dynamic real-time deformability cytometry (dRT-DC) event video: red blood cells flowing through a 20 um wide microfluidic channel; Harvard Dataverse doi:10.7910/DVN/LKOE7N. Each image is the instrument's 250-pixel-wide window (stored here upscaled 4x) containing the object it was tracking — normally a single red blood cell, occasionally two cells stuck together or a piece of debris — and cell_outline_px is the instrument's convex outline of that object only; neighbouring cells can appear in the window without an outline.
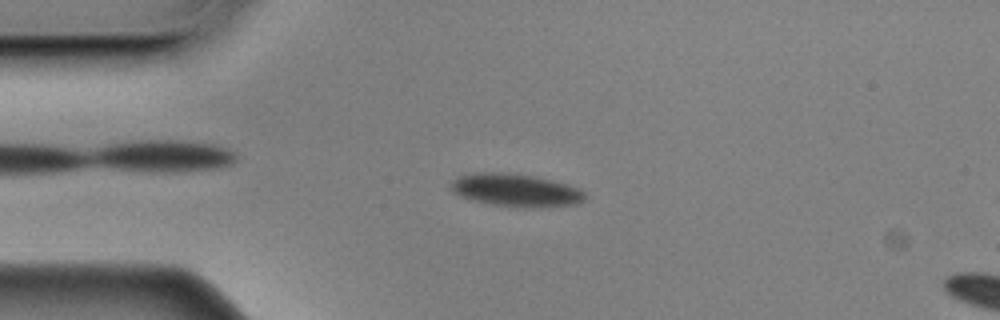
{"species": "Egyptian fruit bat (a non-hibernating species)", "species_latin": "Rousettus aegyptiacus", "temperature_condition": "cold", "stored_images_in_passage": 16, "camera_frame_rate_fps": 3000, "um_per_image_px": 0.085, "animal": {"sex": "male"}, "frame": {"image": 1, "passage_image": 12, "time_ms": 3.667, "image_size_px": [1000, 320], "cell_outline_px": [[584, 200], [576, 204], [492, 204], [460, 196], [452, 192], [448, 184], [452, 180], [460, 176], [476, 172], [508, 172], [536, 176], [568, 184], [580, 188], [584, 192]], "centroid_in_image_um": [43.76, 16.08], "position_along_channel_um": 41.2, "area_um2": 24.51}}